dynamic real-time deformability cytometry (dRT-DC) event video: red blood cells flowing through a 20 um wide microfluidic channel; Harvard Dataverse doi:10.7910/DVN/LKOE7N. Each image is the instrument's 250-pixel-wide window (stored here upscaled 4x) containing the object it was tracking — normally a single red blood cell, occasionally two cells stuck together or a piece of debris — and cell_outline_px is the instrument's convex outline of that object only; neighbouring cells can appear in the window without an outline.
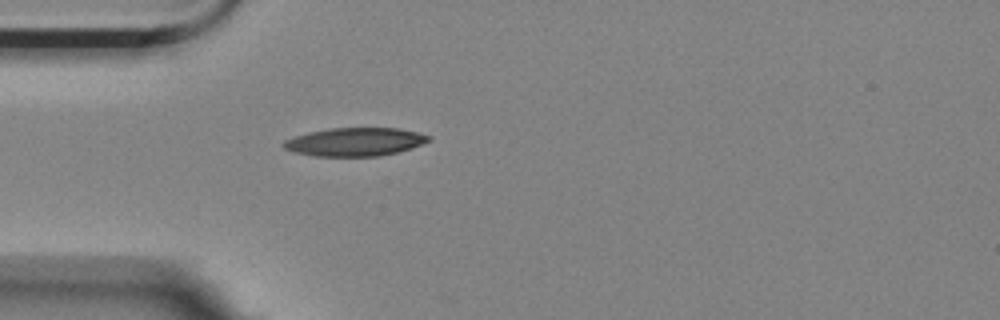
{"species": "Egyptian fruit bat (a non-hibernating species)", "species_latin": "Rousettus aegyptiacus", "temperature_condition": "room temperature", "stored_images_in_passage": 3, "camera_frame_rate_fps": 3000, "um_per_image_px": 0.085, "animal": {"sex": "female"}, "frame": {"image": 1, "passage_image": 3, "time_ms": 0.667, "image_size_px": [1000, 320], "cell_outline_px": [[432, 140], [412, 148], [380, 156], [316, 156], [296, 152], [284, 148], [280, 144], [284, 140], [292, 136], [308, 132], [332, 128], [400, 128], [432, 136]], "centroid_in_image_um": [30.17, 12.05], "position_along_channel_um": 54.8, "area_um2": 24.04}}